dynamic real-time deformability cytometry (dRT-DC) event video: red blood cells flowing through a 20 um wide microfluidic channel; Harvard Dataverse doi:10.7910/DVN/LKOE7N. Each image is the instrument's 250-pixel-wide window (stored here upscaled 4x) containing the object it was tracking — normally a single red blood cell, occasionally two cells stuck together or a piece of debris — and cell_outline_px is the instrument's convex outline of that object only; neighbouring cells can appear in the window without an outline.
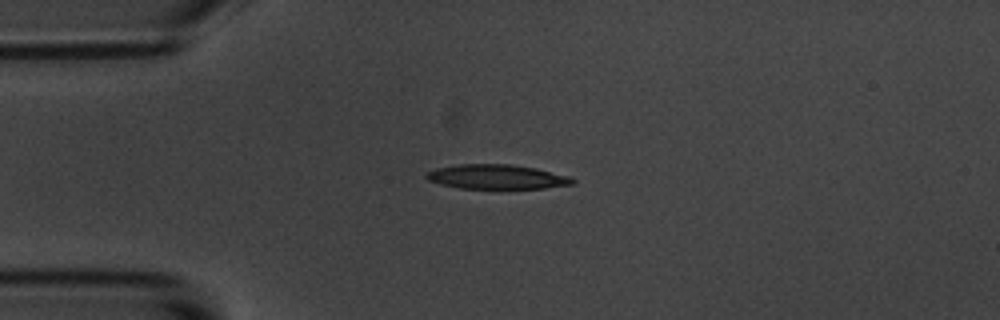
{"species": "common noctule bat (a hibernating species)", "species_latin": "Nyctalus noctula", "temperature_condition": "room temperature", "stored_images_in_passage": 12, "camera_frame_rate_fps": 3000, "um_per_image_px": 0.085, "animal": {"sex": "male", "body_mass_g": 20.1, "forearm_length_mm": 53.5}, "frame": {"image": 1, "passage_image": 1, "time_ms": 0.0, "image_size_px": [1000, 320], "cell_outline_px": [[576, 180], [572, 184], [544, 188], [460, 188], [440, 184], [428, 180], [424, 176], [428, 172], [436, 168], [460, 164], [508, 164], [536, 168], [568, 176]], "centroid_in_image_um": [42.2, 15.02], "position_along_channel_um": 42.8, "area_um2": 20.63}}
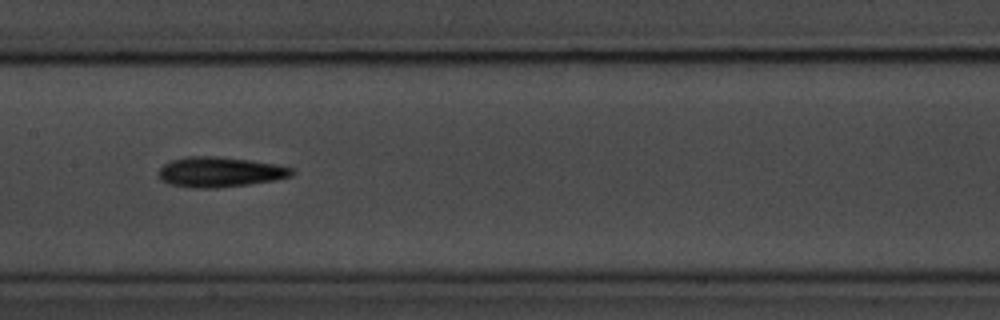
{"frame": {"image": 2, "passage_image": 5, "time_ms": 4.667, "image_size_px": [1000, 320], "cell_outline_px": [[292, 176], [276, 180], [248, 184], [216, 188], [192, 188], [168, 184], [160, 180], [156, 172], [164, 164], [172, 160], [188, 156], [216, 156], [248, 160], [276, 164], [292, 168]], "centroid_in_image_um": [18.63, 14.63], "position_along_channel_um": 188.8, "area_um2": 23.47}}
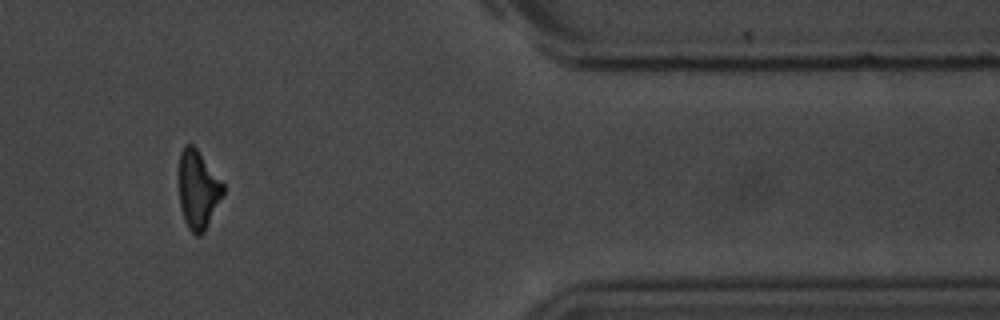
{"frame": {"image": 3, "passage_image": 10, "time_ms": 11.333, "image_size_px": [1000, 320], "cell_outline_px": [[224, 192], [204, 232], [200, 236], [196, 236], [188, 228], [184, 220], [180, 208], [180, 152], [184, 144], [192, 144], [196, 148], [224, 184]], "centroid_in_image_um": [16.83, 16.13], "position_along_channel_um": 394.6, "area_um2": 19.88}, "authors_computed_cell_mechanics": {"area_um2": 20.7213, "velocity_mm_per_s": 3.5375, "shape_relaxation_time_tau1_ms": 3.1363, "shape_relaxation_time_tau2_ms": 7.0049, "deformation_change_tau1": 0.1006, "deformation_change_tau2": 0.1912}}